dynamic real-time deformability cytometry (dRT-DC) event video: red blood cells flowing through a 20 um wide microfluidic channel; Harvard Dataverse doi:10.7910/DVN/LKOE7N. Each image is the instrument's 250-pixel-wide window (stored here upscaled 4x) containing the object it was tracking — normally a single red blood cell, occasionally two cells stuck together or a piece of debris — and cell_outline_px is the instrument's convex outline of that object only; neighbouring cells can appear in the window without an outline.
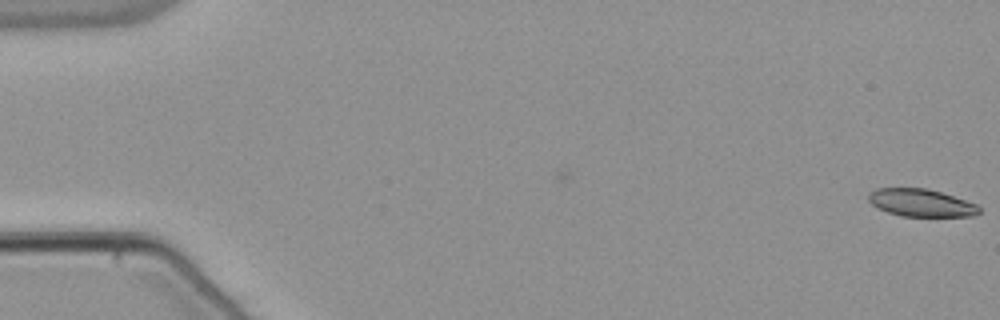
{"species": "common noctule bat (a hibernating species)", "species_latin": "Nyctalus noctula", "temperature_condition": "warm", "stored_images_in_passage": 55, "camera_frame_rate_fps": 3000, "um_per_image_px": 0.085, "animal": {"sex": "male", "body_mass_g": 21.5, "forearm_length_mm": 52.0}, "frame": {"image": 1, "passage_image": 1, "time_ms": 0.0, "image_size_px": [1000, 320], "cell_outline_px": [[980, 212], [972, 216], [900, 216], [888, 212], [872, 204], [868, 200], [868, 192], [876, 188], [924, 188], [940, 192], [976, 204], [980, 208]], "centroid_in_image_um": [78.25, 17.23], "position_along_channel_um": 6.7, "area_um2": 17.57}}
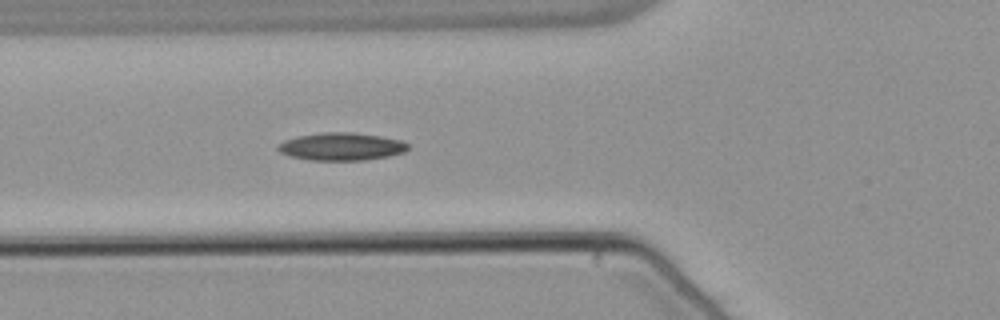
{"frame": {"image": 2, "passage_image": 21, "time_ms": 6.667, "image_size_px": [1000, 320], "cell_outline_px": [[408, 148], [404, 152], [388, 156], [364, 160], [308, 160], [288, 156], [280, 152], [276, 148], [276, 144], [284, 140], [296, 136], [320, 132], [352, 132], [380, 136], [400, 140], [408, 144]], "centroid_in_image_um": [28.95, 12.45], "position_along_channel_um": 96.9, "area_um2": 21.15}}
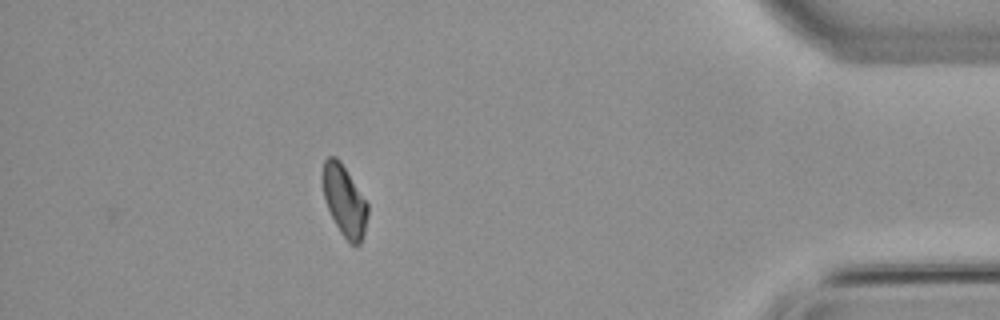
{"frame": {"image": 3, "passage_image": 49, "time_ms": 16.0, "image_size_px": [1000, 320], "cell_outline_px": [[368, 216], [364, 232], [360, 244], [356, 248], [348, 244], [340, 232], [328, 208], [324, 196], [320, 180], [320, 176], [324, 160], [328, 156], [336, 156], [340, 160], [368, 204]], "centroid_in_image_um": [29.25, 17.06], "position_along_channel_um": 405.9, "area_um2": 18.96}, "authors_computed_cell_mechanics": {"area_um2": 19.4208, "velocity_mm_per_s": 3.8303, "shape_relaxation_time_tau1_ms": 10.8445, "shape_relaxation_time_tau2_ms": null, "deformation_change_tau1": 0.1934, "deformation_change_tau2": null}}